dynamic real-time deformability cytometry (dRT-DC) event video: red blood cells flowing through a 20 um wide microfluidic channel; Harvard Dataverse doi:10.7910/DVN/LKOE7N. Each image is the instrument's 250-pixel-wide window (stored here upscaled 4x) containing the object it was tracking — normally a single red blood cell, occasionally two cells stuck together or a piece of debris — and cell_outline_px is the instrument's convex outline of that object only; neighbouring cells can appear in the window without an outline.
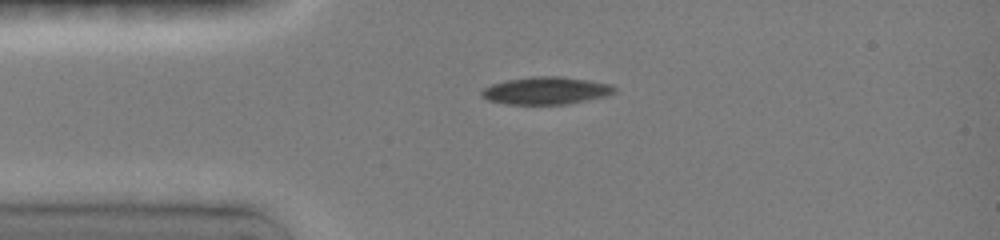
{"species": "common noctule bat (a hibernating species)", "species_latin": "Nyctalus noctula", "temperature_condition": "room temperature", "stored_images_in_passage": 23, "camera_frame_rate_fps": 3000, "um_per_image_px": 0.085, "animal": {"sex": "female", "body_mass_g": 19.0, "forearm_length_mm": 51.5}, "frame": {"image": 1, "passage_image": 1, "time_ms": 0.0, "image_size_px": [1000, 240], "cell_outline_px": [[616, 92], [608, 96], [568, 104], [504, 104], [488, 100], [480, 96], [480, 92], [484, 88], [492, 84], [508, 80], [532, 76], [560, 76], [588, 80], [612, 84], [616, 88]], "centroid_in_image_um": [46.44, 7.71], "position_along_channel_um": 38.6, "area_um2": 21.44}}
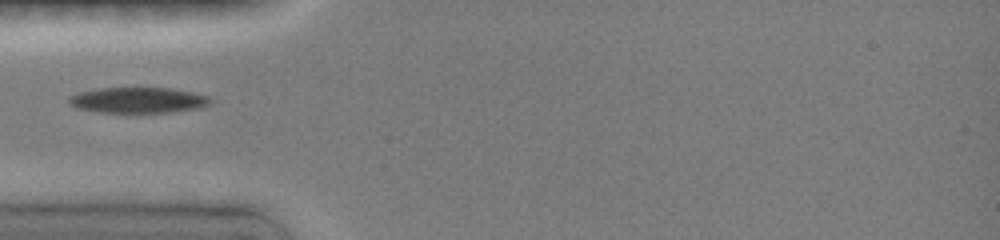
{"frame": {"image": 2, "passage_image": 4, "time_ms": 1.333, "image_size_px": [1000, 240], "cell_outline_px": [[212, 100], [208, 104], [200, 108], [172, 112], [100, 112], [76, 108], [68, 100], [72, 96], [80, 92], [100, 88], [168, 88], [208, 96]], "centroid_in_image_um": [11.75, 8.52], "position_along_channel_um": 73.3, "area_um2": 20.75}}
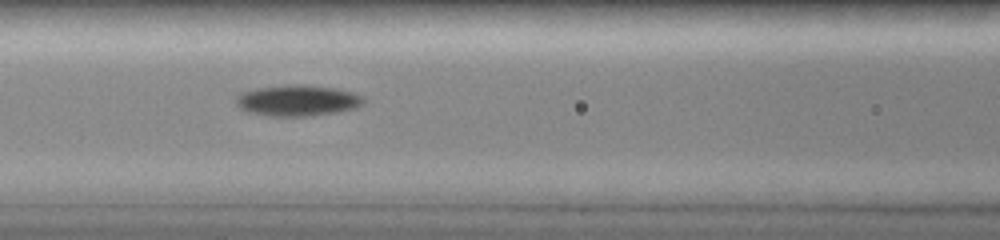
{"frame": {"image": 3, "passage_image": 10, "time_ms": 3.0, "image_size_px": [1000, 240], "cell_outline_px": [[364, 100], [356, 108], [336, 112], [312, 116], [264, 116], [244, 112], [236, 104], [236, 100], [244, 92], [256, 88], [332, 88], [352, 92], [360, 96]], "centroid_in_image_um": [25.25, 8.63], "position_along_channel_um": 141.3, "area_um2": 21.68}}